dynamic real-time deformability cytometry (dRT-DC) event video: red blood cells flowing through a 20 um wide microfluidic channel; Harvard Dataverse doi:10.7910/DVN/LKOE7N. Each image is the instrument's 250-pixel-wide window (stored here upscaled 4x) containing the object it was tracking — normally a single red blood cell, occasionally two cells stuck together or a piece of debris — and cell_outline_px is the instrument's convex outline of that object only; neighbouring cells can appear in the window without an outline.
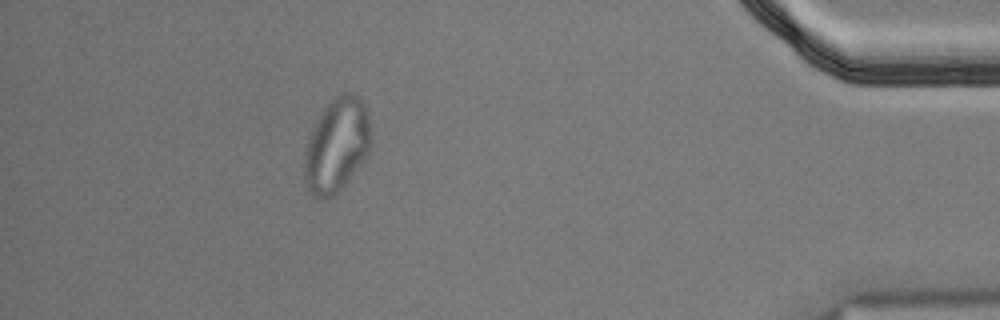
{"species": "Egyptian fruit bat (a non-hibernating species)", "species_latin": "Rousettus aegyptiacus", "temperature_condition": "cold", "stored_images_in_passage": 56, "segment_of_instrument_passage": [2, 2], "camera_frame_rate_fps": 3000, "um_per_image_px": 0.085, "animal": {"sex": "male"}, "frame": {"image": 1, "passage_image": 50, "time_ms": 16.333, "image_size_px": [1000, 320], "cell_outline_px": [[372, 140], [368, 156], [340, 192], [336, 196], [320, 200], [312, 196], [308, 192], [304, 180], [304, 156], [308, 136], [324, 108], [336, 96], [348, 92], [352, 92], [364, 104], [368, 116]], "centroid_in_image_um": [28.62, 12.43], "position_along_channel_um": 406.6, "area_um2": 37.05}}